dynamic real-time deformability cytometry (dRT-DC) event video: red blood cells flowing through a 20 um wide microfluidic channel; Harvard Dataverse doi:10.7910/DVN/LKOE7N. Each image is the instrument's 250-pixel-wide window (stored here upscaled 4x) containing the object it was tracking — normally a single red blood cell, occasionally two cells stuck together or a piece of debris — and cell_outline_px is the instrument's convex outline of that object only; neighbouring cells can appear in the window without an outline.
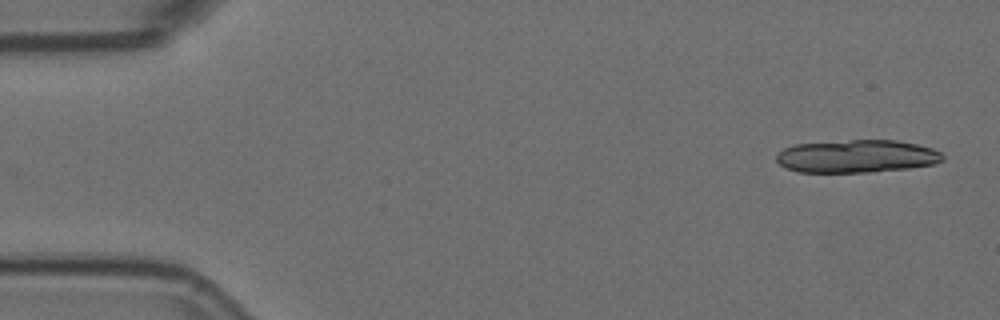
{"species": "Egyptian fruit bat (a non-hibernating species)", "species_latin": "Rousettus aegyptiacus", "temperature_condition": "room temperature", "stored_images_in_passage": 4, "camera_frame_rate_fps": 3000, "um_per_image_px": 0.085, "animal": {"sex": "female"}, "frame": {"image": 1, "passage_image": 1, "time_ms": 0.0, "image_size_px": [1000, 320], "cell_outline_px": [[944, 160], [936, 164], [908, 168], [868, 172], [796, 172], [784, 168], [776, 160], [776, 152], [792, 144], [852, 140], [896, 140], [916, 144], [932, 148], [940, 152], [944, 156]], "centroid_in_image_um": [72.79, 13.28], "position_along_channel_um": 12.2, "area_um2": 32.08}}